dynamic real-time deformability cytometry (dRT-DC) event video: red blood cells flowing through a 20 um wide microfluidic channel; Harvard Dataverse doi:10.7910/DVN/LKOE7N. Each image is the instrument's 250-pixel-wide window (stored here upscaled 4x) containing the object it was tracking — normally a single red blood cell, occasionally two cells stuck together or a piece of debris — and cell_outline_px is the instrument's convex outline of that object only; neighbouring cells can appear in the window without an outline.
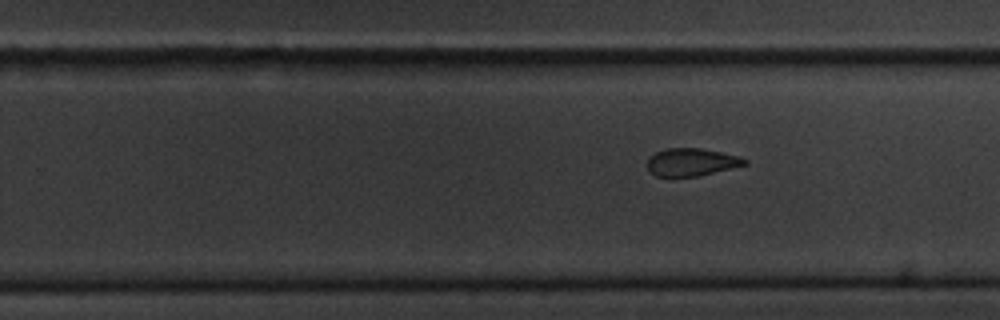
{"species": "common noctule bat (a hibernating species)", "species_latin": "Nyctalus noctula", "temperature_condition": "cold", "stored_images_in_passage": 10, "segment_of_instrument_passage": [2, 2], "camera_frame_rate_fps": 3000, "um_per_image_px": 0.085, "animal": {"sex": "male", "body_mass_g": 20.1, "forearm_length_mm": 53.5}, "frame": {"image": 1, "passage_image": 10, "time_ms": 11.333, "image_size_px": [1000, 320], "cell_outline_px": [[748, 164], [700, 176], [656, 176], [648, 168], [648, 160], [656, 152], [664, 148], [700, 148], [740, 156], [748, 160]], "centroid_in_image_um": [58.82, 13.77], "position_along_channel_um": 271.0, "area_um2": 15.61}}